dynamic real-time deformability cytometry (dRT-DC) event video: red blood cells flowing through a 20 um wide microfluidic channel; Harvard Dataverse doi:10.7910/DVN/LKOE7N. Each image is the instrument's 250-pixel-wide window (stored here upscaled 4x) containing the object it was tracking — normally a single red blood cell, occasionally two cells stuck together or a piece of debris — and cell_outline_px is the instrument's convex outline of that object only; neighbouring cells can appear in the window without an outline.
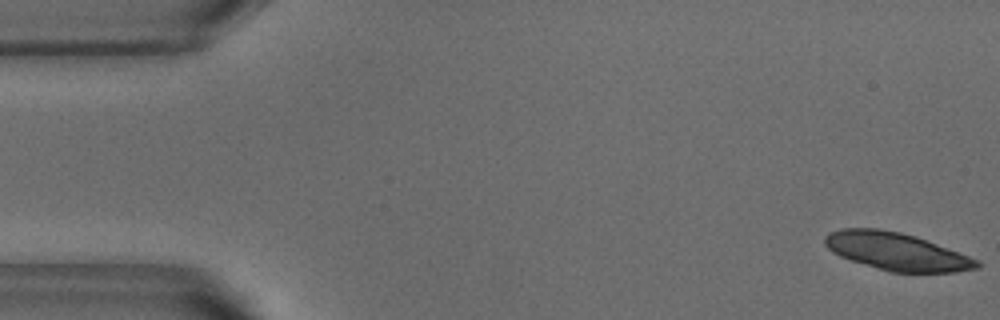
{"species": "common noctule bat (a hibernating species)", "species_latin": "Nyctalus noctula", "temperature_condition": "warm", "stored_images_in_passage": 53, "segment_of_instrument_passage": [1, 2], "camera_frame_rate_fps": 3000, "um_per_image_px": 0.085, "animal": {"sex": "male", "body_mass_g": 18.8}, "frame": {"image": 1, "passage_image": 1, "time_ms": 0.0, "image_size_px": [1000, 320], "cell_outline_px": [[980, 268], [956, 272], [888, 272], [840, 256], [832, 252], [824, 244], [824, 236], [832, 232], [844, 228], [880, 228], [900, 232], [916, 236], [980, 260]], "centroid_in_image_um": [76.22, 21.37], "position_along_channel_um": 8.8, "area_um2": 33.29}}